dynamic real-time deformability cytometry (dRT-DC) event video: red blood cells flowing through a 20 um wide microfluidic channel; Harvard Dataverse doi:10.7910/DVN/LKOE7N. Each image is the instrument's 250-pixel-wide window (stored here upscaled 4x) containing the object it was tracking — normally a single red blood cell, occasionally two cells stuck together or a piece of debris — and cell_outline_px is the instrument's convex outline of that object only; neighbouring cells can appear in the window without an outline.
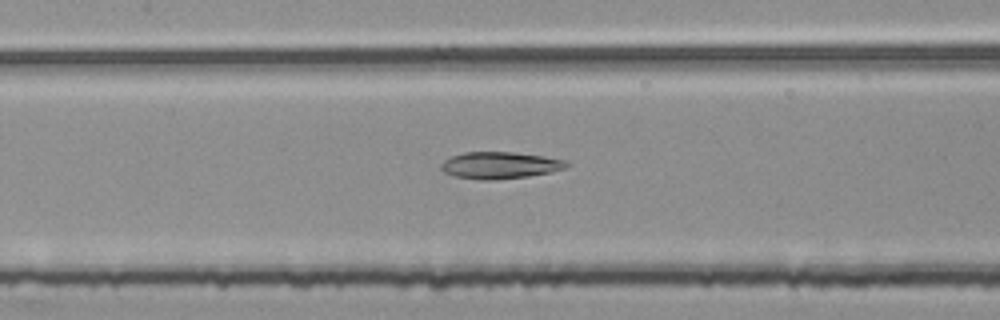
{"species": "common noctule bat (a hibernating species)", "species_latin": "Nyctalus noctula", "temperature_condition": "room temperature", "stored_images_in_passage": 34, "camera_frame_rate_fps": 3000, "um_per_image_px": 0.085, "animal": {"sex": "female", "body_mass_g": 25.1}, "frame": {"image": 1, "passage_image": 15, "time_ms": 4.667, "image_size_px": [1000, 320], "cell_outline_px": [[572, 164], [564, 168], [552, 172], [528, 176], [492, 180], [480, 180], [456, 176], [444, 172], [440, 168], [440, 164], [444, 160], [452, 156], [464, 152], [512, 152], [544, 156], [564, 160]], "centroid_in_image_um": [42.49, 14.05], "position_along_channel_um": 164.9, "area_um2": 19.59}}
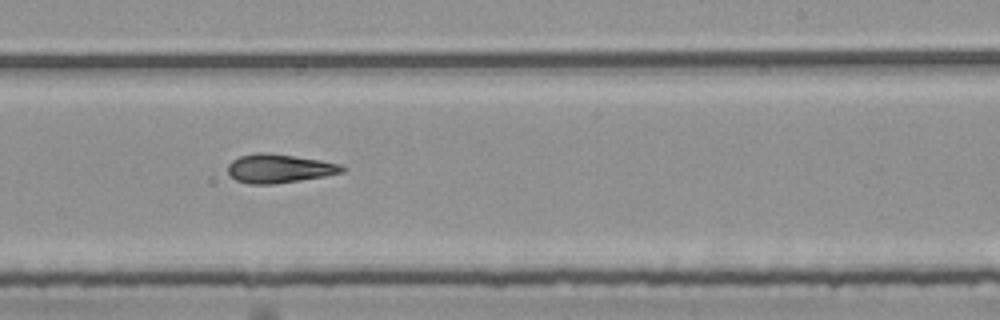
{"frame": {"image": 2, "passage_image": 23, "time_ms": 7.333, "image_size_px": [1000, 320], "cell_outline_px": [[344, 172], [324, 176], [272, 184], [248, 184], [236, 180], [228, 176], [228, 164], [232, 160], [240, 156], [256, 152], [268, 152], [320, 160], [340, 164], [344, 168]], "centroid_in_image_um": [23.67, 14.31], "position_along_channel_um": 265.3, "area_um2": 19.13}}
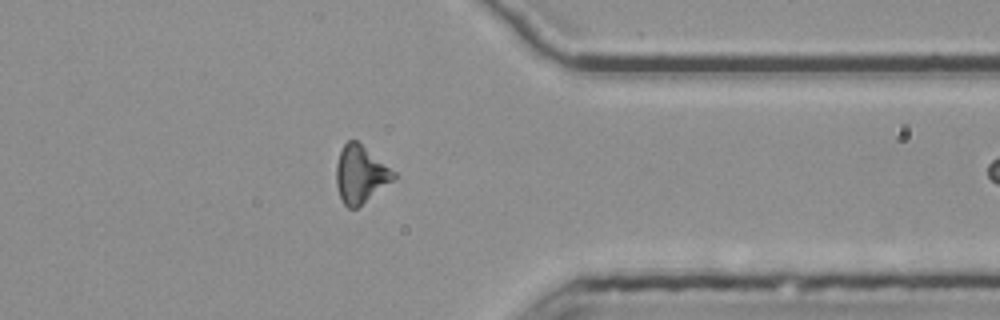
{"frame": {"image": 3, "passage_image": 33, "time_ms": 10.667, "image_size_px": [1000, 320], "cell_outline_px": [[396, 176], [392, 180], [356, 208], [348, 208], [344, 204], [340, 196], [336, 184], [336, 164], [340, 152], [344, 144], [348, 140], [356, 140], [396, 172]], "centroid_in_image_um": [30.61, 14.8], "position_along_channel_um": 380.8, "area_um2": 18.73}}